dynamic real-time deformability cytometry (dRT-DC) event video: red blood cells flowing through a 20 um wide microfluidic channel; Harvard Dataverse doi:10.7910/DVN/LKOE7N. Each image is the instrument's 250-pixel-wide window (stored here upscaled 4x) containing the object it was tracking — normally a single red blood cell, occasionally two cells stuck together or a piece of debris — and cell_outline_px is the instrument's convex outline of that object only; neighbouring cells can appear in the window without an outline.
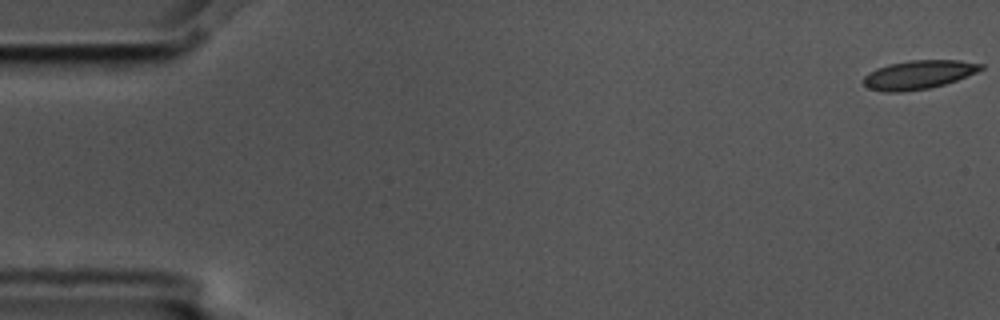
{"species": "common noctule bat (a hibernating species)", "species_latin": "Nyctalus noctula", "temperature_condition": "cold", "stored_images_in_passage": 10, "camera_frame_rate_fps": 3000, "um_per_image_px": 0.085, "animal": {"sex": "male", "body_mass_g": 17.5, "forearm_length_mm": 52.3}, "frame": {"image": 1, "passage_image": 1, "time_ms": 0.0, "image_size_px": [1000, 320], "cell_outline_px": [[984, 68], [976, 72], [956, 80], [944, 84], [928, 88], [900, 92], [884, 92], [868, 88], [864, 84], [864, 76], [868, 72], [876, 68], [888, 64], [908, 60], [960, 60], [984, 64]], "centroid_in_image_um": [78.06, 6.34], "position_along_channel_um": 6.9, "area_um2": 19.65}}
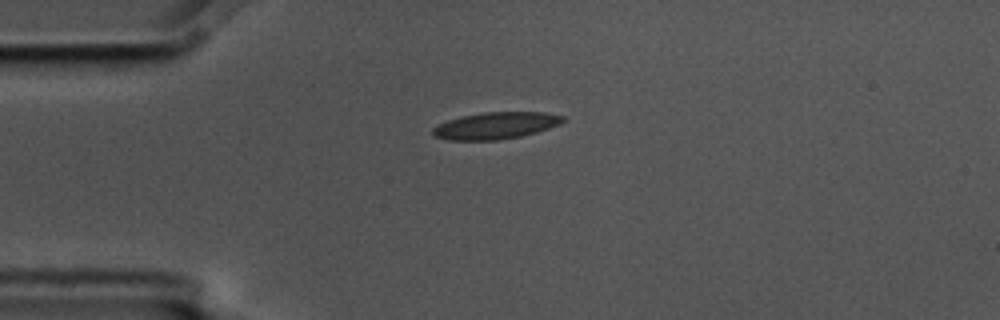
{"frame": {"image": 2, "passage_image": 5, "time_ms": 1.333, "image_size_px": [1000, 320], "cell_outline_px": [[564, 120], [560, 124], [536, 132], [520, 136], [496, 140], [448, 140], [432, 136], [432, 128], [448, 120], [464, 116], [484, 112], [544, 112], [564, 116]], "centroid_in_image_um": [42.12, 10.68], "position_along_channel_um": 42.9, "area_um2": 20.17}}